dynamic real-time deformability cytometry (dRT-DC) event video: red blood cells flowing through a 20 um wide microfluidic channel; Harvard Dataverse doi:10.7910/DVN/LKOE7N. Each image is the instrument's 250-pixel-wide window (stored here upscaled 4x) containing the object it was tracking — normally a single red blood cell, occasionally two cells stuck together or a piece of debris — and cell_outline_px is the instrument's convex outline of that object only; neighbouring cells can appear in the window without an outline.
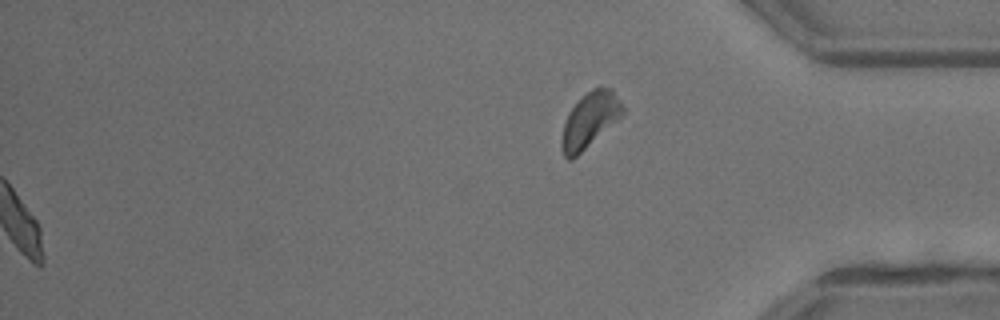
{"species": "common noctule bat (a hibernating species)", "species_latin": "Nyctalus noctula", "temperature_condition": "warm", "stored_images_in_passage": 36, "segment_of_instrument_passage": [2, 2], "camera_frame_rate_fps": 3000, "um_per_image_px": 0.085, "animal": {"sex": "male", "body_mass_g": 13.3}, "frame": {"image": 1, "passage_image": 36, "time_ms": 11.667, "image_size_px": [1000, 320], "cell_outline_px": [[624, 112], [616, 120], [572, 160], [568, 160], [564, 156], [560, 148], [560, 140], [564, 124], [568, 112], [592, 88], [612, 88], [624, 108]], "centroid_in_image_um": [50.09, 10.23], "position_along_channel_um": 385.1, "area_um2": 19.02}}